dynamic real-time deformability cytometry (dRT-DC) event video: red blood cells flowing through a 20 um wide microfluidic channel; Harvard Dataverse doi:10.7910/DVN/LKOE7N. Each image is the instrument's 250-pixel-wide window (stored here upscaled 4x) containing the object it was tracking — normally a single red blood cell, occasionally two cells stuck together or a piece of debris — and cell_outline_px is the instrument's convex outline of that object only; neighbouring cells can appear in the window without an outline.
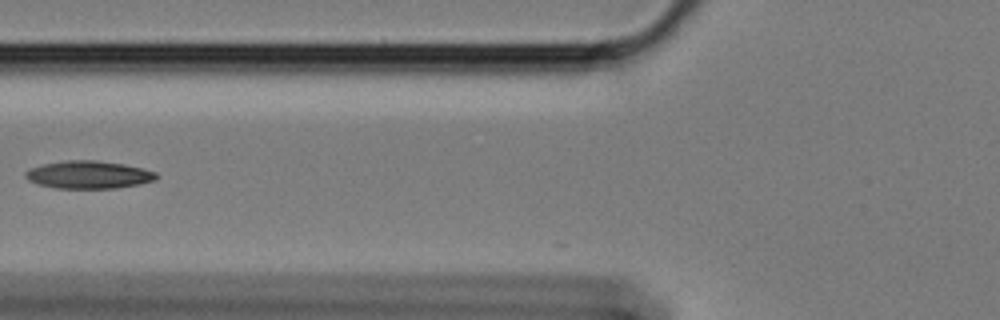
{"species": "Egyptian fruit bat (a non-hibernating species)", "species_latin": "Rousettus aegyptiacus", "temperature_condition": "cold", "stored_images_in_passage": 9, "camera_frame_rate_fps": 3000, "um_per_image_px": 0.085, "animal": {"sex": "female"}, "frame": {"image": 1, "passage_image": 2, "time_ms": 0.333, "image_size_px": [1000, 320], "cell_outline_px": [[160, 176], [156, 180], [116, 188], [56, 188], [40, 184], [28, 180], [24, 176], [24, 172], [28, 168], [44, 164], [64, 160], [96, 160], [124, 164], [144, 168], [156, 172]], "centroid_in_image_um": [7.54, 14.84], "position_along_channel_um": 118.3, "area_um2": 21.21}}
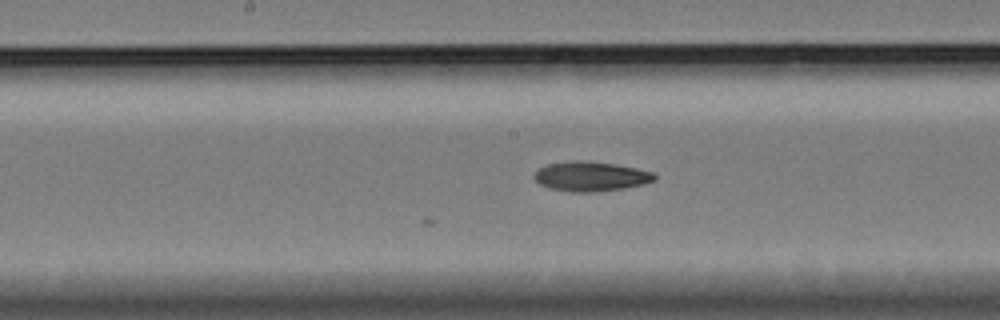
{"frame": {"image": 2, "passage_image": 9, "time_ms": 2.667, "image_size_px": [1000, 320], "cell_outline_px": [[656, 180], [644, 184], [624, 188], [592, 192], [572, 192], [548, 188], [540, 184], [532, 176], [540, 168], [548, 164], [572, 160], [584, 160], [616, 164], [636, 168], [652, 172], [656, 176]], "centroid_in_image_um": [50.21, 14.99], "position_along_channel_um": 198.0, "area_um2": 20.81}}